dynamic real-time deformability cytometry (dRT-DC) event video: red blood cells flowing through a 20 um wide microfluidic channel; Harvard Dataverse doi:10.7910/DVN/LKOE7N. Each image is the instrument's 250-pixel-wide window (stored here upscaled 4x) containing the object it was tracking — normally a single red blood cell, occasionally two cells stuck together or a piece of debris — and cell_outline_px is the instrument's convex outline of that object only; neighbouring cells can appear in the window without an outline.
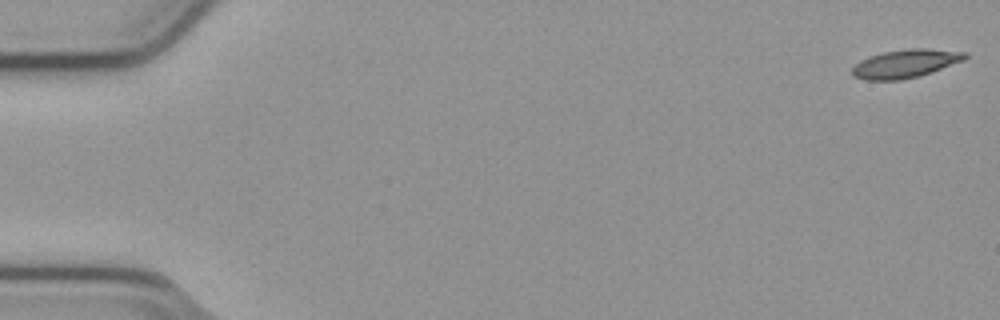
{"species": "common noctule bat (a hibernating species)", "species_latin": "Nyctalus noctula", "temperature_condition": "cold", "stored_images_in_passage": 54, "camera_frame_rate_fps": 3000, "um_per_image_px": 0.085, "animal": {"sex": "male", "body_mass_g": 23.1, "forearm_length_mm": 52.7}, "frame": {"image": 1, "passage_image": 1, "time_ms": 0.0, "image_size_px": [1000, 320], "cell_outline_px": [[968, 56], [964, 60], [932, 72], [920, 76], [900, 80], [864, 80], [852, 76], [852, 68], [860, 60], [868, 56], [880, 52], [908, 48], [924, 48], [968, 52]], "centroid_in_image_um": [76.95, 5.4], "position_along_channel_um": 8.1, "area_um2": 18.9}}
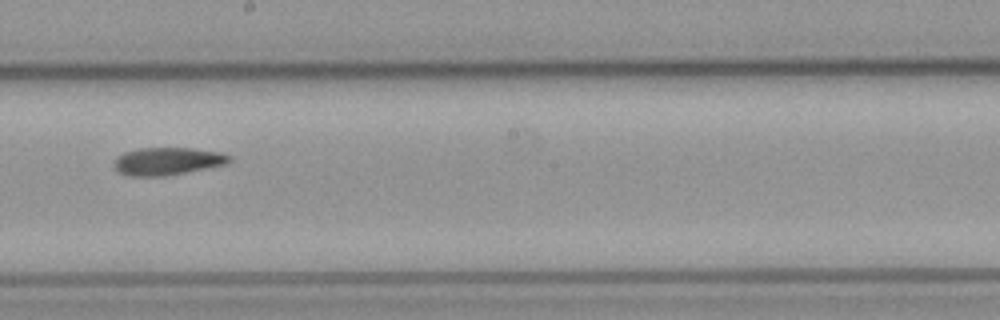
{"frame": {"image": 2, "passage_image": 31, "time_ms": 10.0, "image_size_px": [1000, 320], "cell_outline_px": [[232, 160], [228, 164], [164, 176], [128, 176], [120, 172], [116, 168], [116, 156], [124, 152], [140, 148], [192, 148], [220, 152], [232, 156]], "centroid_in_image_um": [14.28, 13.69], "position_along_channel_um": 233.9, "area_um2": 18.5}}
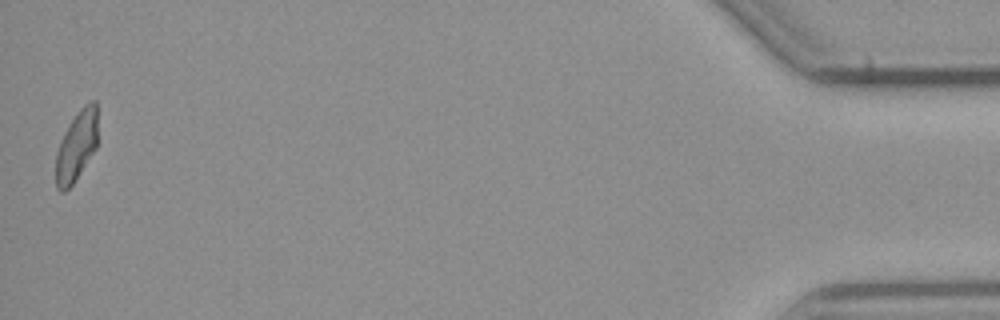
{"frame": {"image": 3, "passage_image": 54, "time_ms": 17.667, "image_size_px": [1000, 320], "cell_outline_px": [[96, 148], [72, 184], [64, 192], [60, 192], [56, 188], [56, 152], [60, 140], [68, 124], [80, 108], [84, 104], [92, 100], [96, 100]], "centroid_in_image_um": [6.47, 12.4], "position_along_channel_um": 428.7, "area_um2": 16.94}}